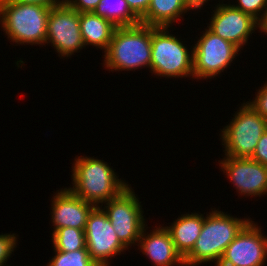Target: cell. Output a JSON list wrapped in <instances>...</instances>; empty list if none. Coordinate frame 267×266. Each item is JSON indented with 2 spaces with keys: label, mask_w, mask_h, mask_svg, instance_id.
Here are the masks:
<instances>
[{
  "label": "cell",
  "mask_w": 267,
  "mask_h": 266,
  "mask_svg": "<svg viewBox=\"0 0 267 266\" xmlns=\"http://www.w3.org/2000/svg\"><path fill=\"white\" fill-rule=\"evenodd\" d=\"M72 166L73 187L68 188L76 196L95 206H103L119 195L129 184L118 179L107 162L91 157H77ZM102 205H99V204Z\"/></svg>",
  "instance_id": "6da1fadb"
},
{
  "label": "cell",
  "mask_w": 267,
  "mask_h": 266,
  "mask_svg": "<svg viewBox=\"0 0 267 266\" xmlns=\"http://www.w3.org/2000/svg\"><path fill=\"white\" fill-rule=\"evenodd\" d=\"M251 219H239L214 210L204 217L202 230L193 249L184 257L185 266L216 261Z\"/></svg>",
  "instance_id": "7a4b0ae2"
},
{
  "label": "cell",
  "mask_w": 267,
  "mask_h": 266,
  "mask_svg": "<svg viewBox=\"0 0 267 266\" xmlns=\"http://www.w3.org/2000/svg\"><path fill=\"white\" fill-rule=\"evenodd\" d=\"M104 53V66L111 71L150 68L151 26L139 23L117 27Z\"/></svg>",
  "instance_id": "3957f363"
},
{
  "label": "cell",
  "mask_w": 267,
  "mask_h": 266,
  "mask_svg": "<svg viewBox=\"0 0 267 266\" xmlns=\"http://www.w3.org/2000/svg\"><path fill=\"white\" fill-rule=\"evenodd\" d=\"M50 10L44 5L0 0V23L9 40L21 45H42Z\"/></svg>",
  "instance_id": "277c9868"
},
{
  "label": "cell",
  "mask_w": 267,
  "mask_h": 266,
  "mask_svg": "<svg viewBox=\"0 0 267 266\" xmlns=\"http://www.w3.org/2000/svg\"><path fill=\"white\" fill-rule=\"evenodd\" d=\"M150 69L160 77H193V49L190 54L168 27L151 26Z\"/></svg>",
  "instance_id": "5b68a950"
},
{
  "label": "cell",
  "mask_w": 267,
  "mask_h": 266,
  "mask_svg": "<svg viewBox=\"0 0 267 266\" xmlns=\"http://www.w3.org/2000/svg\"><path fill=\"white\" fill-rule=\"evenodd\" d=\"M235 118L223 128L221 139L225 155L234 158H251L259 139L267 130V119L249 104L243 103Z\"/></svg>",
  "instance_id": "8992f818"
},
{
  "label": "cell",
  "mask_w": 267,
  "mask_h": 266,
  "mask_svg": "<svg viewBox=\"0 0 267 266\" xmlns=\"http://www.w3.org/2000/svg\"><path fill=\"white\" fill-rule=\"evenodd\" d=\"M133 189L128 186L103 207L120 242L128 246L138 243L145 226L142 207Z\"/></svg>",
  "instance_id": "52a82bcc"
},
{
  "label": "cell",
  "mask_w": 267,
  "mask_h": 266,
  "mask_svg": "<svg viewBox=\"0 0 267 266\" xmlns=\"http://www.w3.org/2000/svg\"><path fill=\"white\" fill-rule=\"evenodd\" d=\"M193 46V78H214L230 66L240 49L209 29Z\"/></svg>",
  "instance_id": "ba28073f"
},
{
  "label": "cell",
  "mask_w": 267,
  "mask_h": 266,
  "mask_svg": "<svg viewBox=\"0 0 267 266\" xmlns=\"http://www.w3.org/2000/svg\"><path fill=\"white\" fill-rule=\"evenodd\" d=\"M50 42L61 57H69L84 47L80 32V13L65 2L52 7L49 12L45 43Z\"/></svg>",
  "instance_id": "9c48e42d"
},
{
  "label": "cell",
  "mask_w": 267,
  "mask_h": 266,
  "mask_svg": "<svg viewBox=\"0 0 267 266\" xmlns=\"http://www.w3.org/2000/svg\"><path fill=\"white\" fill-rule=\"evenodd\" d=\"M84 232L88 253L98 266H109L108 258L126 249L100 206H96L89 214Z\"/></svg>",
  "instance_id": "30bf717a"
},
{
  "label": "cell",
  "mask_w": 267,
  "mask_h": 266,
  "mask_svg": "<svg viewBox=\"0 0 267 266\" xmlns=\"http://www.w3.org/2000/svg\"><path fill=\"white\" fill-rule=\"evenodd\" d=\"M267 237L250 221L227 246L217 266H264Z\"/></svg>",
  "instance_id": "8fae6325"
},
{
  "label": "cell",
  "mask_w": 267,
  "mask_h": 266,
  "mask_svg": "<svg viewBox=\"0 0 267 266\" xmlns=\"http://www.w3.org/2000/svg\"><path fill=\"white\" fill-rule=\"evenodd\" d=\"M215 8L207 28L241 49L259 27V22L231 4H218Z\"/></svg>",
  "instance_id": "7c38bea8"
},
{
  "label": "cell",
  "mask_w": 267,
  "mask_h": 266,
  "mask_svg": "<svg viewBox=\"0 0 267 266\" xmlns=\"http://www.w3.org/2000/svg\"><path fill=\"white\" fill-rule=\"evenodd\" d=\"M220 164L240 195L260 197L267 194V166L250 158L228 156Z\"/></svg>",
  "instance_id": "4fadbf2b"
},
{
  "label": "cell",
  "mask_w": 267,
  "mask_h": 266,
  "mask_svg": "<svg viewBox=\"0 0 267 266\" xmlns=\"http://www.w3.org/2000/svg\"><path fill=\"white\" fill-rule=\"evenodd\" d=\"M51 205L54 231L64 227L85 229L89 214L96 207L67 188L56 192Z\"/></svg>",
  "instance_id": "5bb4252c"
},
{
  "label": "cell",
  "mask_w": 267,
  "mask_h": 266,
  "mask_svg": "<svg viewBox=\"0 0 267 266\" xmlns=\"http://www.w3.org/2000/svg\"><path fill=\"white\" fill-rule=\"evenodd\" d=\"M144 226L140 238L139 246L141 252L145 254L155 266H185L184 258L177 251L172 237L166 227H155L152 232L146 234ZM147 235V236H146Z\"/></svg>",
  "instance_id": "9a60e30c"
},
{
  "label": "cell",
  "mask_w": 267,
  "mask_h": 266,
  "mask_svg": "<svg viewBox=\"0 0 267 266\" xmlns=\"http://www.w3.org/2000/svg\"><path fill=\"white\" fill-rule=\"evenodd\" d=\"M204 216L198 213L184 214L176 219L168 229L177 251L184 258L194 247L202 230Z\"/></svg>",
  "instance_id": "2e32d148"
},
{
  "label": "cell",
  "mask_w": 267,
  "mask_h": 266,
  "mask_svg": "<svg viewBox=\"0 0 267 266\" xmlns=\"http://www.w3.org/2000/svg\"><path fill=\"white\" fill-rule=\"evenodd\" d=\"M117 27L94 12H80V32L84 46L92 45L107 50Z\"/></svg>",
  "instance_id": "e0dca14e"
},
{
  "label": "cell",
  "mask_w": 267,
  "mask_h": 266,
  "mask_svg": "<svg viewBox=\"0 0 267 266\" xmlns=\"http://www.w3.org/2000/svg\"><path fill=\"white\" fill-rule=\"evenodd\" d=\"M192 10L188 0H151L141 23L152 27H170L183 13Z\"/></svg>",
  "instance_id": "ac0fdd59"
},
{
  "label": "cell",
  "mask_w": 267,
  "mask_h": 266,
  "mask_svg": "<svg viewBox=\"0 0 267 266\" xmlns=\"http://www.w3.org/2000/svg\"><path fill=\"white\" fill-rule=\"evenodd\" d=\"M94 13L109 20L116 27L135 26L141 23L126 0H100Z\"/></svg>",
  "instance_id": "d6986e66"
},
{
  "label": "cell",
  "mask_w": 267,
  "mask_h": 266,
  "mask_svg": "<svg viewBox=\"0 0 267 266\" xmlns=\"http://www.w3.org/2000/svg\"><path fill=\"white\" fill-rule=\"evenodd\" d=\"M85 229L73 227L58 228L53 231L54 249L61 252H72L86 247Z\"/></svg>",
  "instance_id": "ffe728a7"
},
{
  "label": "cell",
  "mask_w": 267,
  "mask_h": 266,
  "mask_svg": "<svg viewBox=\"0 0 267 266\" xmlns=\"http://www.w3.org/2000/svg\"><path fill=\"white\" fill-rule=\"evenodd\" d=\"M55 256L47 266H98L90 257L87 248L72 252H61L54 249Z\"/></svg>",
  "instance_id": "44dd1931"
},
{
  "label": "cell",
  "mask_w": 267,
  "mask_h": 266,
  "mask_svg": "<svg viewBox=\"0 0 267 266\" xmlns=\"http://www.w3.org/2000/svg\"><path fill=\"white\" fill-rule=\"evenodd\" d=\"M237 2L238 4H233L232 6L241 10L243 13L251 15L258 22L263 19L267 10V0H237Z\"/></svg>",
  "instance_id": "7402d4cb"
},
{
  "label": "cell",
  "mask_w": 267,
  "mask_h": 266,
  "mask_svg": "<svg viewBox=\"0 0 267 266\" xmlns=\"http://www.w3.org/2000/svg\"><path fill=\"white\" fill-rule=\"evenodd\" d=\"M16 234H1L0 235V266H5L7 260L11 256L14 248H16Z\"/></svg>",
  "instance_id": "603a6c76"
},
{
  "label": "cell",
  "mask_w": 267,
  "mask_h": 266,
  "mask_svg": "<svg viewBox=\"0 0 267 266\" xmlns=\"http://www.w3.org/2000/svg\"><path fill=\"white\" fill-rule=\"evenodd\" d=\"M258 114L267 119V83L256 94L255 100L246 102Z\"/></svg>",
  "instance_id": "cb8c5ba5"
},
{
  "label": "cell",
  "mask_w": 267,
  "mask_h": 266,
  "mask_svg": "<svg viewBox=\"0 0 267 266\" xmlns=\"http://www.w3.org/2000/svg\"><path fill=\"white\" fill-rule=\"evenodd\" d=\"M252 160L267 166V130L262 134L251 156Z\"/></svg>",
  "instance_id": "d4e9b609"
},
{
  "label": "cell",
  "mask_w": 267,
  "mask_h": 266,
  "mask_svg": "<svg viewBox=\"0 0 267 266\" xmlns=\"http://www.w3.org/2000/svg\"><path fill=\"white\" fill-rule=\"evenodd\" d=\"M100 0H64L71 8L80 12H94Z\"/></svg>",
  "instance_id": "484cf974"
},
{
  "label": "cell",
  "mask_w": 267,
  "mask_h": 266,
  "mask_svg": "<svg viewBox=\"0 0 267 266\" xmlns=\"http://www.w3.org/2000/svg\"><path fill=\"white\" fill-rule=\"evenodd\" d=\"M131 11L141 19L147 12L151 0H126Z\"/></svg>",
  "instance_id": "4316f807"
},
{
  "label": "cell",
  "mask_w": 267,
  "mask_h": 266,
  "mask_svg": "<svg viewBox=\"0 0 267 266\" xmlns=\"http://www.w3.org/2000/svg\"><path fill=\"white\" fill-rule=\"evenodd\" d=\"M11 2H17V3H29V4H39V5H44L47 7H54L58 6L60 4L64 3V0H8Z\"/></svg>",
  "instance_id": "83f0119b"
},
{
  "label": "cell",
  "mask_w": 267,
  "mask_h": 266,
  "mask_svg": "<svg viewBox=\"0 0 267 266\" xmlns=\"http://www.w3.org/2000/svg\"><path fill=\"white\" fill-rule=\"evenodd\" d=\"M209 0H188V3L192 7V9H201V7L204 5L205 2Z\"/></svg>",
  "instance_id": "f1b7e54d"
},
{
  "label": "cell",
  "mask_w": 267,
  "mask_h": 266,
  "mask_svg": "<svg viewBox=\"0 0 267 266\" xmlns=\"http://www.w3.org/2000/svg\"><path fill=\"white\" fill-rule=\"evenodd\" d=\"M259 30L267 34V10L263 19L259 22Z\"/></svg>",
  "instance_id": "f546056e"
}]
</instances>
